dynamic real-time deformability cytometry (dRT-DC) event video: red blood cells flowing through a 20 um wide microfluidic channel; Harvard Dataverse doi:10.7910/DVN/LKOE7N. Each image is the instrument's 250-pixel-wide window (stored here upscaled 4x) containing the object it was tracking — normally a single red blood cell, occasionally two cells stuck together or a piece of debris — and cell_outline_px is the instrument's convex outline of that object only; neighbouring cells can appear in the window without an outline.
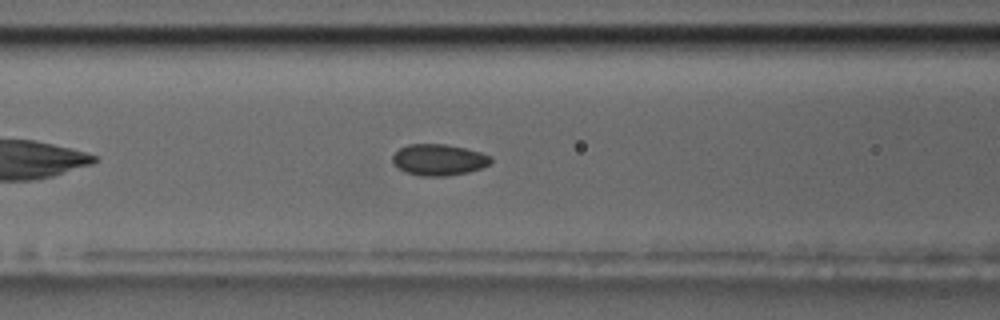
{"species": "common noctule bat (a hibernating species)", "species_latin": "Nyctalus noctula", "temperature_condition": "room temperature", "stored_images_in_passage": 45, "camera_frame_rate_fps": 3000, "um_per_image_px": 0.085, "animal": {"sex": "male", "body_mass_g": 17.5, "forearm_length_mm": 52.3}, "frame": {"image": 1, "passage_image": 11, "time_ms": 3.333, "image_size_px": [1000, 320], "cell_outline_px": [[492, 160], [488, 164], [480, 168], [468, 172], [448, 176], [420, 176], [404, 172], [392, 160], [392, 156], [400, 148], [408, 144], [444, 144], [464, 148], [480, 152], [492, 156]], "centroid_in_image_um": [37.29, 13.58], "position_along_channel_um": 129.3, "area_um2": 17.8}}
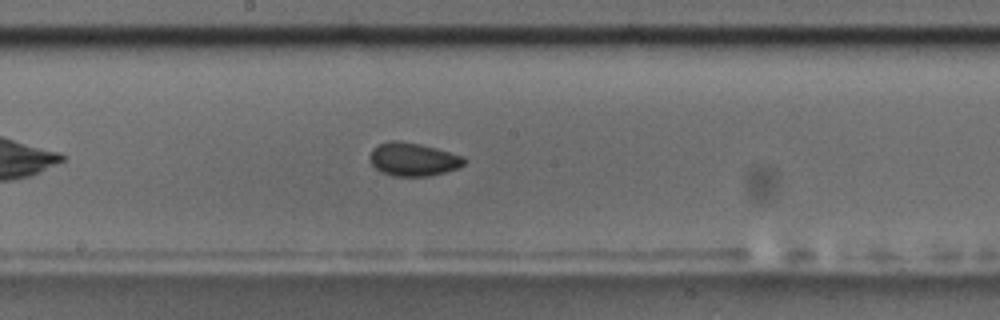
{"frame": {"image": 2, "passage_image": 18, "time_ms": 5.667, "image_size_px": [1000, 320], "cell_outline_px": [[468, 160], [464, 164], [456, 168], [444, 172], [428, 176], [392, 176], [380, 172], [372, 164], [368, 156], [372, 148], [388, 140], [400, 140], [420, 144], [436, 148], [464, 156]], "centroid_in_image_um": [35.09, 13.53], "position_along_channel_um": 213.1, "area_um2": 18.44}}
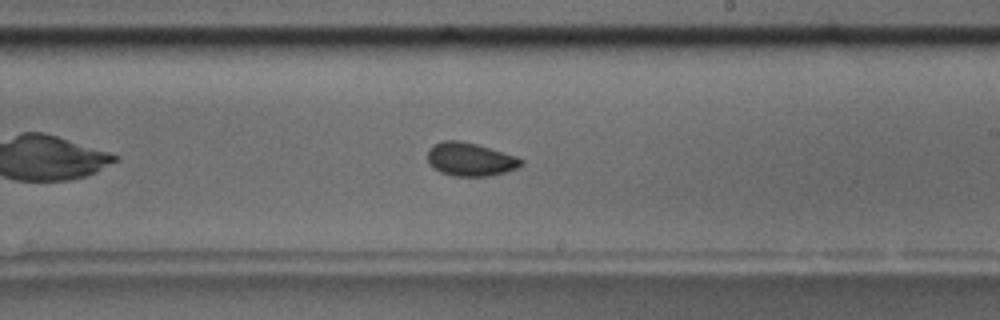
{"frame": {"image": 3, "passage_image": 21, "time_ms": 6.667, "image_size_px": [1000, 320], "cell_outline_px": [[524, 164], [520, 168], [492, 176], [452, 176], [440, 172], [432, 168], [428, 164], [428, 148], [432, 144], [444, 140], [460, 140], [476, 144], [516, 156], [524, 160]], "centroid_in_image_um": [39.97, 13.55], "position_along_channel_um": 249.0, "area_um2": 18.55}}